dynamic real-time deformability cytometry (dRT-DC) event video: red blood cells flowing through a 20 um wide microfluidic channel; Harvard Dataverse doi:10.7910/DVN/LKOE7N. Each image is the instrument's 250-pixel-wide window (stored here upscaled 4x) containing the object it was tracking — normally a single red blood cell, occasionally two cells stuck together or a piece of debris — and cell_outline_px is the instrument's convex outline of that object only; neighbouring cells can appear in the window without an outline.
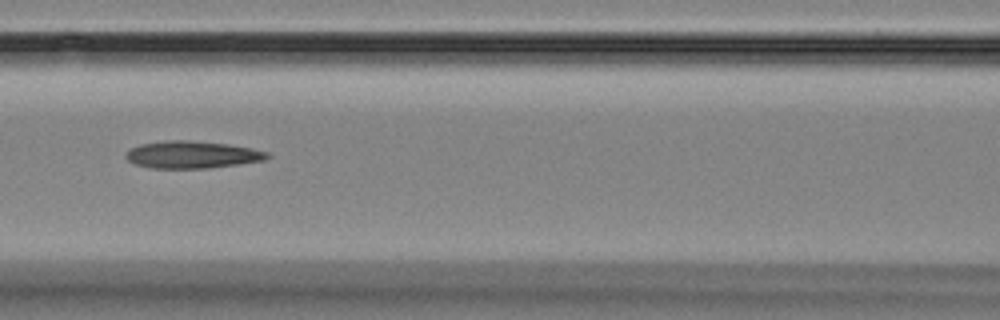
{"species": "Egyptian fruit bat (a non-hibernating species)", "species_latin": "Rousettus aegyptiacus", "temperature_condition": "room temperature", "stored_images_in_passage": 14, "camera_frame_rate_fps": 3000, "um_per_image_px": 0.085, "animal": {"sex": "female"}, "frame": {"image": 1, "passage_image": 7, "time_ms": 7.0, "image_size_px": [1000, 320], "cell_outline_px": [[272, 156], [264, 160], [208, 168], [152, 168], [136, 164], [128, 160], [124, 156], [132, 148], [140, 144], [168, 140], [188, 140], [228, 144], [252, 148], [268, 152]], "centroid_in_image_um": [16.35, 13.14], "position_along_channel_um": 150.3, "area_um2": 22.25}}
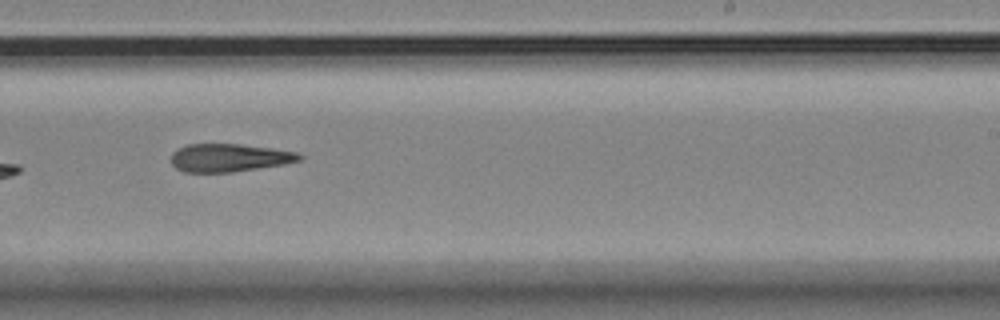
{"frame": {"image": 2, "passage_image": 10, "time_ms": 10.333, "image_size_px": [1000, 320], "cell_outline_px": [[304, 156], [300, 160], [284, 164], [232, 172], [184, 172], [176, 168], [172, 164], [172, 152], [188, 144], [240, 144], [272, 148], [296, 152]], "centroid_in_image_um": [19.49, 13.41], "position_along_channel_um": 269.5, "area_um2": 20.81}}
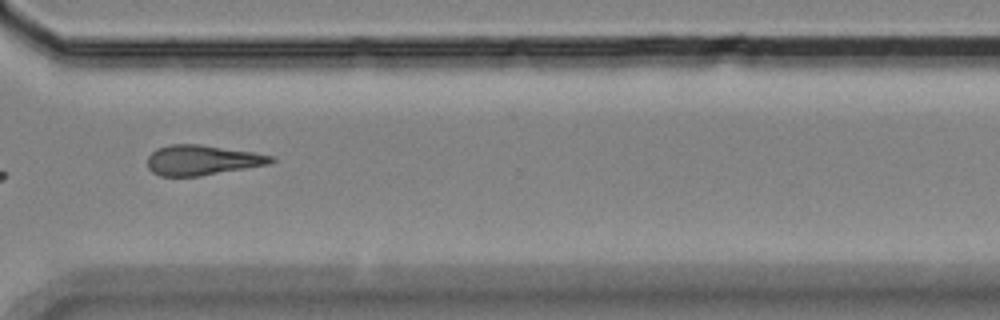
{"frame": {"image": 3, "passage_image": 12, "time_ms": 12.667, "image_size_px": [1000, 320], "cell_outline_px": [[276, 160], [272, 164], [200, 176], [160, 176], [152, 172], [148, 168], [148, 156], [156, 148], [168, 144], [200, 144], [252, 152], [272, 156]], "centroid_in_image_um": [17.18, 13.61], "position_along_channel_um": 353.4, "area_um2": 21.79}}